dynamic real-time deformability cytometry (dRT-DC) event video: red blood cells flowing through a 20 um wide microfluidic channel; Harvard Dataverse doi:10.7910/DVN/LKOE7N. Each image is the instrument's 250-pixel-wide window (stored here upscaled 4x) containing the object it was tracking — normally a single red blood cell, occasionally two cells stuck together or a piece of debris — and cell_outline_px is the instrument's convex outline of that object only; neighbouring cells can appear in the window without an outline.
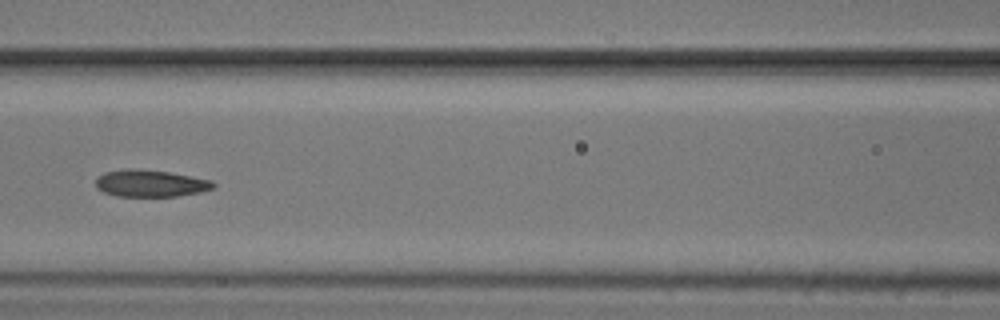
{"species": "common noctule bat (a hibernating species)", "species_latin": "Nyctalus noctula", "temperature_condition": "cold", "stored_images_in_passage": 9, "camera_frame_rate_fps": 3000, "um_per_image_px": 0.085, "animal": {"sex": "male", "body_mass_g": 20.5, "forearm_length_mm": 52.5}, "frame": {"image": 1, "passage_image": 6, "time_ms": 7.0, "image_size_px": [1000, 320], "cell_outline_px": [[216, 188], [200, 192], [176, 196], [116, 196], [104, 192], [96, 188], [96, 176], [104, 172], [128, 168], [168, 172], [212, 180], [216, 184]], "centroid_in_image_um": [12.78, 15.58], "position_along_channel_um": 153.8, "area_um2": 18.5}}
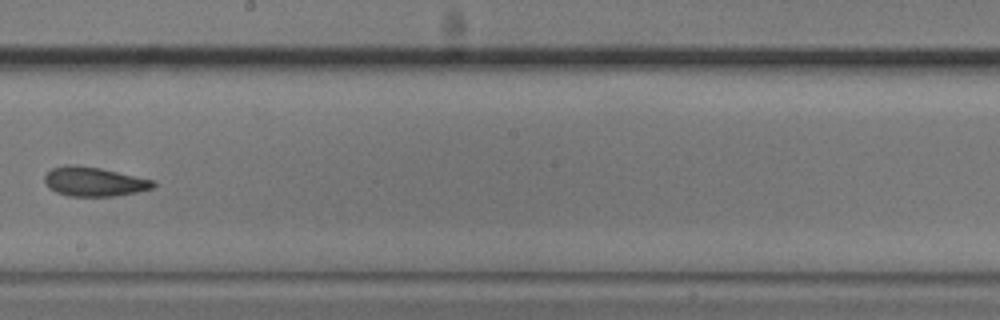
{"frame": {"image": 2, "passage_image": 8, "time_ms": 9.333, "image_size_px": [1000, 320], "cell_outline_px": [[156, 184], [152, 188], [136, 192], [116, 196], [68, 196], [56, 192], [48, 188], [44, 180], [44, 176], [52, 168], [68, 164], [72, 164], [100, 168], [156, 180]], "centroid_in_image_um": [7.99, 15.44], "position_along_channel_um": 240.2, "area_um2": 18.61}}
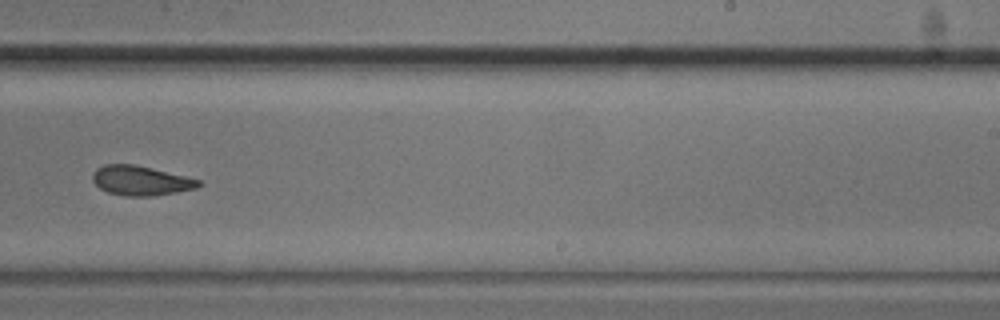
{"frame": {"image": 3, "passage_image": 9, "time_ms": 10.333, "image_size_px": [1000, 320], "cell_outline_px": [[204, 184], [196, 188], [176, 192], [152, 196], [124, 196], [108, 192], [100, 188], [92, 180], [92, 176], [96, 168], [104, 164], [136, 164], [200, 180]], "centroid_in_image_um": [11.95, 15.35], "position_along_channel_um": 277.0, "area_um2": 18.26}}